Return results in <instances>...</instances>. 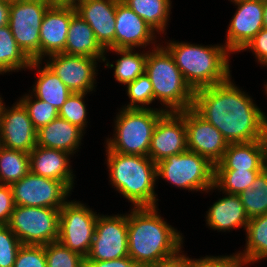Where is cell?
I'll list each match as a JSON object with an SVG mask.
<instances>
[{"label": "cell", "mask_w": 267, "mask_h": 267, "mask_svg": "<svg viewBox=\"0 0 267 267\" xmlns=\"http://www.w3.org/2000/svg\"><path fill=\"white\" fill-rule=\"evenodd\" d=\"M225 82L200 88L194 93L192 109L215 126L228 144L266 139L267 116L248 92Z\"/></svg>", "instance_id": "obj_1"}, {"label": "cell", "mask_w": 267, "mask_h": 267, "mask_svg": "<svg viewBox=\"0 0 267 267\" xmlns=\"http://www.w3.org/2000/svg\"><path fill=\"white\" fill-rule=\"evenodd\" d=\"M155 207H131L127 213L128 256L140 267L158 264L183 250V233Z\"/></svg>", "instance_id": "obj_2"}, {"label": "cell", "mask_w": 267, "mask_h": 267, "mask_svg": "<svg viewBox=\"0 0 267 267\" xmlns=\"http://www.w3.org/2000/svg\"><path fill=\"white\" fill-rule=\"evenodd\" d=\"M161 43L173 56L175 64L194 91L223 83L232 76L229 63L231 53L224 44L204 46L174 39Z\"/></svg>", "instance_id": "obj_3"}, {"label": "cell", "mask_w": 267, "mask_h": 267, "mask_svg": "<svg viewBox=\"0 0 267 267\" xmlns=\"http://www.w3.org/2000/svg\"><path fill=\"white\" fill-rule=\"evenodd\" d=\"M104 146L109 183L114 190L127 199L131 207L158 206L157 163L148 156L121 154Z\"/></svg>", "instance_id": "obj_4"}, {"label": "cell", "mask_w": 267, "mask_h": 267, "mask_svg": "<svg viewBox=\"0 0 267 267\" xmlns=\"http://www.w3.org/2000/svg\"><path fill=\"white\" fill-rule=\"evenodd\" d=\"M145 73L150 78L154 100L161 104V110L180 112L192 108L195 91L162 43L151 50L147 49Z\"/></svg>", "instance_id": "obj_5"}, {"label": "cell", "mask_w": 267, "mask_h": 267, "mask_svg": "<svg viewBox=\"0 0 267 267\" xmlns=\"http://www.w3.org/2000/svg\"><path fill=\"white\" fill-rule=\"evenodd\" d=\"M118 110L113 120V135L106 138L105 145L113 152L148 156L155 126L166 112L161 109Z\"/></svg>", "instance_id": "obj_6"}, {"label": "cell", "mask_w": 267, "mask_h": 267, "mask_svg": "<svg viewBox=\"0 0 267 267\" xmlns=\"http://www.w3.org/2000/svg\"><path fill=\"white\" fill-rule=\"evenodd\" d=\"M160 177L178 189L206 194L214 186V164L206 157L187 150L159 161L157 180Z\"/></svg>", "instance_id": "obj_7"}, {"label": "cell", "mask_w": 267, "mask_h": 267, "mask_svg": "<svg viewBox=\"0 0 267 267\" xmlns=\"http://www.w3.org/2000/svg\"><path fill=\"white\" fill-rule=\"evenodd\" d=\"M59 215V209L14 206L7 225L21 244L44 246L58 241Z\"/></svg>", "instance_id": "obj_8"}, {"label": "cell", "mask_w": 267, "mask_h": 267, "mask_svg": "<svg viewBox=\"0 0 267 267\" xmlns=\"http://www.w3.org/2000/svg\"><path fill=\"white\" fill-rule=\"evenodd\" d=\"M49 0L10 3L8 26L19 48L31 61H40V27Z\"/></svg>", "instance_id": "obj_9"}, {"label": "cell", "mask_w": 267, "mask_h": 267, "mask_svg": "<svg viewBox=\"0 0 267 267\" xmlns=\"http://www.w3.org/2000/svg\"><path fill=\"white\" fill-rule=\"evenodd\" d=\"M82 201L68 200L60 209L58 241L86 258L91 250L96 211Z\"/></svg>", "instance_id": "obj_10"}, {"label": "cell", "mask_w": 267, "mask_h": 267, "mask_svg": "<svg viewBox=\"0 0 267 267\" xmlns=\"http://www.w3.org/2000/svg\"><path fill=\"white\" fill-rule=\"evenodd\" d=\"M11 188L15 206L46 207L59 210L74 192L62 181L38 176L31 171L13 183Z\"/></svg>", "instance_id": "obj_11"}, {"label": "cell", "mask_w": 267, "mask_h": 267, "mask_svg": "<svg viewBox=\"0 0 267 267\" xmlns=\"http://www.w3.org/2000/svg\"><path fill=\"white\" fill-rule=\"evenodd\" d=\"M128 256L127 212L99 214L91 250L85 260L107 261Z\"/></svg>", "instance_id": "obj_12"}, {"label": "cell", "mask_w": 267, "mask_h": 267, "mask_svg": "<svg viewBox=\"0 0 267 267\" xmlns=\"http://www.w3.org/2000/svg\"><path fill=\"white\" fill-rule=\"evenodd\" d=\"M42 61L72 93L95 92L98 66H100L98 59L57 53L47 56Z\"/></svg>", "instance_id": "obj_13"}, {"label": "cell", "mask_w": 267, "mask_h": 267, "mask_svg": "<svg viewBox=\"0 0 267 267\" xmlns=\"http://www.w3.org/2000/svg\"><path fill=\"white\" fill-rule=\"evenodd\" d=\"M0 102V145L30 153L37 145V130L29 114L17 99L11 107Z\"/></svg>", "instance_id": "obj_14"}, {"label": "cell", "mask_w": 267, "mask_h": 267, "mask_svg": "<svg viewBox=\"0 0 267 267\" xmlns=\"http://www.w3.org/2000/svg\"><path fill=\"white\" fill-rule=\"evenodd\" d=\"M237 6L229 22L224 45L231 54L241 52L263 28V0H230Z\"/></svg>", "instance_id": "obj_15"}, {"label": "cell", "mask_w": 267, "mask_h": 267, "mask_svg": "<svg viewBox=\"0 0 267 267\" xmlns=\"http://www.w3.org/2000/svg\"><path fill=\"white\" fill-rule=\"evenodd\" d=\"M187 132L184 111L166 112L157 122L148 152L155 163L168 156L187 151Z\"/></svg>", "instance_id": "obj_16"}, {"label": "cell", "mask_w": 267, "mask_h": 267, "mask_svg": "<svg viewBox=\"0 0 267 267\" xmlns=\"http://www.w3.org/2000/svg\"><path fill=\"white\" fill-rule=\"evenodd\" d=\"M189 151L206 157L212 164H217L228 147L221 132L205 121L192 108L184 110Z\"/></svg>", "instance_id": "obj_17"}, {"label": "cell", "mask_w": 267, "mask_h": 267, "mask_svg": "<svg viewBox=\"0 0 267 267\" xmlns=\"http://www.w3.org/2000/svg\"><path fill=\"white\" fill-rule=\"evenodd\" d=\"M115 49H142L157 47L158 34L122 0L115 13Z\"/></svg>", "instance_id": "obj_18"}, {"label": "cell", "mask_w": 267, "mask_h": 267, "mask_svg": "<svg viewBox=\"0 0 267 267\" xmlns=\"http://www.w3.org/2000/svg\"><path fill=\"white\" fill-rule=\"evenodd\" d=\"M118 0H83L76 7L93 29L97 42L104 50L115 49V13Z\"/></svg>", "instance_id": "obj_19"}, {"label": "cell", "mask_w": 267, "mask_h": 267, "mask_svg": "<svg viewBox=\"0 0 267 267\" xmlns=\"http://www.w3.org/2000/svg\"><path fill=\"white\" fill-rule=\"evenodd\" d=\"M75 7L50 6L40 27V61L49 55L63 53Z\"/></svg>", "instance_id": "obj_20"}, {"label": "cell", "mask_w": 267, "mask_h": 267, "mask_svg": "<svg viewBox=\"0 0 267 267\" xmlns=\"http://www.w3.org/2000/svg\"><path fill=\"white\" fill-rule=\"evenodd\" d=\"M73 155L37 146L29 153L30 171L38 176L64 182L71 190L75 187V174L70 159Z\"/></svg>", "instance_id": "obj_21"}, {"label": "cell", "mask_w": 267, "mask_h": 267, "mask_svg": "<svg viewBox=\"0 0 267 267\" xmlns=\"http://www.w3.org/2000/svg\"><path fill=\"white\" fill-rule=\"evenodd\" d=\"M267 167L266 139L228 144L214 170H263Z\"/></svg>", "instance_id": "obj_22"}, {"label": "cell", "mask_w": 267, "mask_h": 267, "mask_svg": "<svg viewBox=\"0 0 267 267\" xmlns=\"http://www.w3.org/2000/svg\"><path fill=\"white\" fill-rule=\"evenodd\" d=\"M222 198L213 202L206 211V226L218 232H231V230H246L249 218L244 210L239 195L222 192Z\"/></svg>", "instance_id": "obj_23"}, {"label": "cell", "mask_w": 267, "mask_h": 267, "mask_svg": "<svg viewBox=\"0 0 267 267\" xmlns=\"http://www.w3.org/2000/svg\"><path fill=\"white\" fill-rule=\"evenodd\" d=\"M84 135L77 126L57 117L37 130V146L65 151L74 156L79 152Z\"/></svg>", "instance_id": "obj_24"}, {"label": "cell", "mask_w": 267, "mask_h": 267, "mask_svg": "<svg viewBox=\"0 0 267 267\" xmlns=\"http://www.w3.org/2000/svg\"><path fill=\"white\" fill-rule=\"evenodd\" d=\"M27 70L37 72L32 90L28 91L35 98L51 104L59 111L72 92L43 61H31Z\"/></svg>", "instance_id": "obj_25"}, {"label": "cell", "mask_w": 267, "mask_h": 267, "mask_svg": "<svg viewBox=\"0 0 267 267\" xmlns=\"http://www.w3.org/2000/svg\"><path fill=\"white\" fill-rule=\"evenodd\" d=\"M63 53L95 58L101 63L105 56V50L97 42L93 29L77 13L71 18Z\"/></svg>", "instance_id": "obj_26"}, {"label": "cell", "mask_w": 267, "mask_h": 267, "mask_svg": "<svg viewBox=\"0 0 267 267\" xmlns=\"http://www.w3.org/2000/svg\"><path fill=\"white\" fill-rule=\"evenodd\" d=\"M150 48L151 47H147L142 51L140 49L139 51L136 49H107L105 50V56L102 63H104V67L106 68H113V76L115 81L126 86L130 82L134 81L137 77L145 73L147 57L146 50ZM108 51L110 53L111 51L115 52V55H120L118 56L119 59L115 60V65L106 57Z\"/></svg>", "instance_id": "obj_27"}, {"label": "cell", "mask_w": 267, "mask_h": 267, "mask_svg": "<svg viewBox=\"0 0 267 267\" xmlns=\"http://www.w3.org/2000/svg\"><path fill=\"white\" fill-rule=\"evenodd\" d=\"M140 18H142L158 35H166L169 24L171 0H122Z\"/></svg>", "instance_id": "obj_28"}, {"label": "cell", "mask_w": 267, "mask_h": 267, "mask_svg": "<svg viewBox=\"0 0 267 267\" xmlns=\"http://www.w3.org/2000/svg\"><path fill=\"white\" fill-rule=\"evenodd\" d=\"M245 233V248L238 253L251 264L267 259V213L249 219Z\"/></svg>", "instance_id": "obj_29"}, {"label": "cell", "mask_w": 267, "mask_h": 267, "mask_svg": "<svg viewBox=\"0 0 267 267\" xmlns=\"http://www.w3.org/2000/svg\"><path fill=\"white\" fill-rule=\"evenodd\" d=\"M31 60L15 41L8 25L0 27V75L29 68Z\"/></svg>", "instance_id": "obj_30"}, {"label": "cell", "mask_w": 267, "mask_h": 267, "mask_svg": "<svg viewBox=\"0 0 267 267\" xmlns=\"http://www.w3.org/2000/svg\"><path fill=\"white\" fill-rule=\"evenodd\" d=\"M29 172V153L0 146V184L12 185Z\"/></svg>", "instance_id": "obj_31"}, {"label": "cell", "mask_w": 267, "mask_h": 267, "mask_svg": "<svg viewBox=\"0 0 267 267\" xmlns=\"http://www.w3.org/2000/svg\"><path fill=\"white\" fill-rule=\"evenodd\" d=\"M262 170H214V186L206 193L214 190L227 194L239 195L250 188L251 183Z\"/></svg>", "instance_id": "obj_32"}, {"label": "cell", "mask_w": 267, "mask_h": 267, "mask_svg": "<svg viewBox=\"0 0 267 267\" xmlns=\"http://www.w3.org/2000/svg\"><path fill=\"white\" fill-rule=\"evenodd\" d=\"M249 219L267 213V167L251 183L250 188L239 194Z\"/></svg>", "instance_id": "obj_33"}, {"label": "cell", "mask_w": 267, "mask_h": 267, "mask_svg": "<svg viewBox=\"0 0 267 267\" xmlns=\"http://www.w3.org/2000/svg\"><path fill=\"white\" fill-rule=\"evenodd\" d=\"M125 87L130 100L128 104L123 105L121 108L160 109L149 107L155 100L152 83L146 73L140 75Z\"/></svg>", "instance_id": "obj_34"}, {"label": "cell", "mask_w": 267, "mask_h": 267, "mask_svg": "<svg viewBox=\"0 0 267 267\" xmlns=\"http://www.w3.org/2000/svg\"><path fill=\"white\" fill-rule=\"evenodd\" d=\"M18 100L26 108L36 130L59 117V111L54 106L35 98L30 92H26Z\"/></svg>", "instance_id": "obj_35"}, {"label": "cell", "mask_w": 267, "mask_h": 267, "mask_svg": "<svg viewBox=\"0 0 267 267\" xmlns=\"http://www.w3.org/2000/svg\"><path fill=\"white\" fill-rule=\"evenodd\" d=\"M91 93H72L59 110V117L77 126L84 133L88 126V110L84 101Z\"/></svg>", "instance_id": "obj_36"}, {"label": "cell", "mask_w": 267, "mask_h": 267, "mask_svg": "<svg viewBox=\"0 0 267 267\" xmlns=\"http://www.w3.org/2000/svg\"><path fill=\"white\" fill-rule=\"evenodd\" d=\"M47 267H85V258L59 241L44 245Z\"/></svg>", "instance_id": "obj_37"}, {"label": "cell", "mask_w": 267, "mask_h": 267, "mask_svg": "<svg viewBox=\"0 0 267 267\" xmlns=\"http://www.w3.org/2000/svg\"><path fill=\"white\" fill-rule=\"evenodd\" d=\"M22 246L20 240L8 225H0V266L13 267L17 253Z\"/></svg>", "instance_id": "obj_38"}, {"label": "cell", "mask_w": 267, "mask_h": 267, "mask_svg": "<svg viewBox=\"0 0 267 267\" xmlns=\"http://www.w3.org/2000/svg\"><path fill=\"white\" fill-rule=\"evenodd\" d=\"M13 267H47L44 246L22 244Z\"/></svg>", "instance_id": "obj_39"}, {"label": "cell", "mask_w": 267, "mask_h": 267, "mask_svg": "<svg viewBox=\"0 0 267 267\" xmlns=\"http://www.w3.org/2000/svg\"><path fill=\"white\" fill-rule=\"evenodd\" d=\"M244 51H251L257 63L267 67V28H262L241 52Z\"/></svg>", "instance_id": "obj_40"}, {"label": "cell", "mask_w": 267, "mask_h": 267, "mask_svg": "<svg viewBox=\"0 0 267 267\" xmlns=\"http://www.w3.org/2000/svg\"><path fill=\"white\" fill-rule=\"evenodd\" d=\"M11 185L0 184V225H7L14 209Z\"/></svg>", "instance_id": "obj_41"}, {"label": "cell", "mask_w": 267, "mask_h": 267, "mask_svg": "<svg viewBox=\"0 0 267 267\" xmlns=\"http://www.w3.org/2000/svg\"><path fill=\"white\" fill-rule=\"evenodd\" d=\"M85 267H140L131 257L107 261L85 260Z\"/></svg>", "instance_id": "obj_42"}, {"label": "cell", "mask_w": 267, "mask_h": 267, "mask_svg": "<svg viewBox=\"0 0 267 267\" xmlns=\"http://www.w3.org/2000/svg\"><path fill=\"white\" fill-rule=\"evenodd\" d=\"M251 263L238 252L230 255H216V267H247Z\"/></svg>", "instance_id": "obj_43"}, {"label": "cell", "mask_w": 267, "mask_h": 267, "mask_svg": "<svg viewBox=\"0 0 267 267\" xmlns=\"http://www.w3.org/2000/svg\"><path fill=\"white\" fill-rule=\"evenodd\" d=\"M184 253L181 250L177 255L147 267H188V256Z\"/></svg>", "instance_id": "obj_44"}, {"label": "cell", "mask_w": 267, "mask_h": 267, "mask_svg": "<svg viewBox=\"0 0 267 267\" xmlns=\"http://www.w3.org/2000/svg\"><path fill=\"white\" fill-rule=\"evenodd\" d=\"M188 267H216V256L206 255L198 259L188 256Z\"/></svg>", "instance_id": "obj_45"}, {"label": "cell", "mask_w": 267, "mask_h": 267, "mask_svg": "<svg viewBox=\"0 0 267 267\" xmlns=\"http://www.w3.org/2000/svg\"><path fill=\"white\" fill-rule=\"evenodd\" d=\"M10 3L0 0V27L8 25Z\"/></svg>", "instance_id": "obj_46"}, {"label": "cell", "mask_w": 267, "mask_h": 267, "mask_svg": "<svg viewBox=\"0 0 267 267\" xmlns=\"http://www.w3.org/2000/svg\"><path fill=\"white\" fill-rule=\"evenodd\" d=\"M83 0H49L52 6L76 7Z\"/></svg>", "instance_id": "obj_47"}, {"label": "cell", "mask_w": 267, "mask_h": 267, "mask_svg": "<svg viewBox=\"0 0 267 267\" xmlns=\"http://www.w3.org/2000/svg\"><path fill=\"white\" fill-rule=\"evenodd\" d=\"M263 28H267V0H263Z\"/></svg>", "instance_id": "obj_48"}, {"label": "cell", "mask_w": 267, "mask_h": 267, "mask_svg": "<svg viewBox=\"0 0 267 267\" xmlns=\"http://www.w3.org/2000/svg\"><path fill=\"white\" fill-rule=\"evenodd\" d=\"M264 91H265V95H267V82L266 84H264Z\"/></svg>", "instance_id": "obj_49"}, {"label": "cell", "mask_w": 267, "mask_h": 267, "mask_svg": "<svg viewBox=\"0 0 267 267\" xmlns=\"http://www.w3.org/2000/svg\"><path fill=\"white\" fill-rule=\"evenodd\" d=\"M4 1H8L9 3H11V2L18 1V0H4Z\"/></svg>", "instance_id": "obj_50"}]
</instances>
